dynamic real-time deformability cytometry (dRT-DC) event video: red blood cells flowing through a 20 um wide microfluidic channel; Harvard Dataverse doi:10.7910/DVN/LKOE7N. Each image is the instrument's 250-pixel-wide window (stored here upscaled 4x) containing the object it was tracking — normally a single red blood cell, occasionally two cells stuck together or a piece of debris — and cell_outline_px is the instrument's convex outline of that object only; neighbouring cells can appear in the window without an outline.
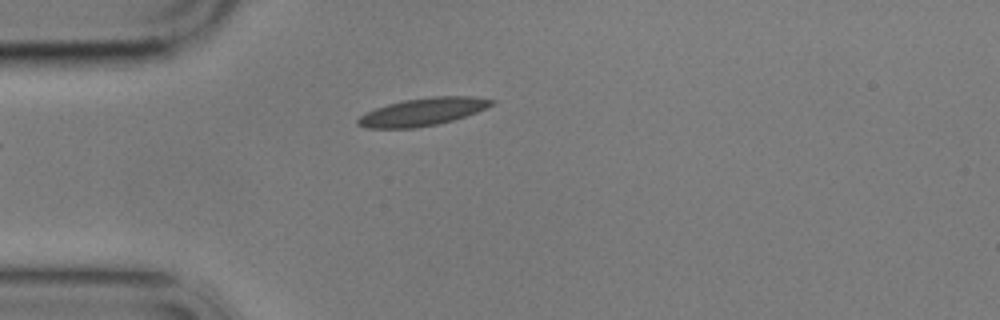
{"species": "common noctule bat (a hibernating species)", "species_latin": "Nyctalus noctula", "temperature_condition": "cold", "stored_images_in_passage": 15, "camera_frame_rate_fps": 3000, "um_per_image_px": 0.085, "animal": {"sex": "male", "body_mass_g": 17.9}, "frame": {"image": 1, "passage_image": 4, "time_ms": 4.667, "image_size_px": [1000, 320], "cell_outline_px": [[496, 100], [492, 104], [476, 112], [452, 120], [436, 124], [416, 128], [364, 128], [356, 124], [356, 120], [364, 112], [388, 104], [404, 100], [432, 96], [472, 96]], "centroid_in_image_um": [35.87, 9.5], "position_along_channel_um": 49.1, "area_um2": 21.44}}
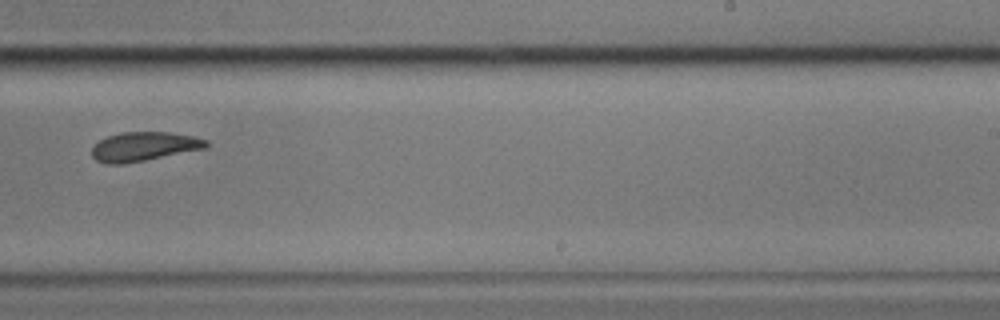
{"frame": {"image": 2, "passage_image": 10, "time_ms": 11.667, "image_size_px": [1000, 320], "cell_outline_px": [[208, 148], [124, 164], [104, 164], [96, 160], [92, 156], [92, 148], [100, 140], [108, 136], [124, 132], [168, 132], [192, 136], [208, 140]], "centroid_in_image_um": [12.25, 12.46], "position_along_channel_um": 276.8, "area_um2": 19.36}}
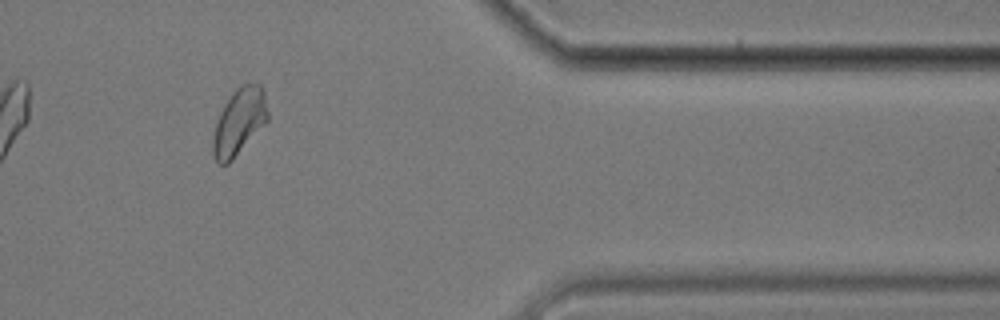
{"frame": {"image": 3, "passage_image": 13, "time_ms": 15.667, "image_size_px": [1000, 320], "cell_outline_px": [[268, 120], [232, 160], [228, 164], [220, 164], [216, 160], [212, 152], [212, 136], [216, 120], [224, 104], [232, 92], [240, 84], [260, 84], [264, 88], [268, 112]], "centroid_in_image_um": [20.31, 10.32], "position_along_channel_um": 391.1, "area_um2": 21.33}}